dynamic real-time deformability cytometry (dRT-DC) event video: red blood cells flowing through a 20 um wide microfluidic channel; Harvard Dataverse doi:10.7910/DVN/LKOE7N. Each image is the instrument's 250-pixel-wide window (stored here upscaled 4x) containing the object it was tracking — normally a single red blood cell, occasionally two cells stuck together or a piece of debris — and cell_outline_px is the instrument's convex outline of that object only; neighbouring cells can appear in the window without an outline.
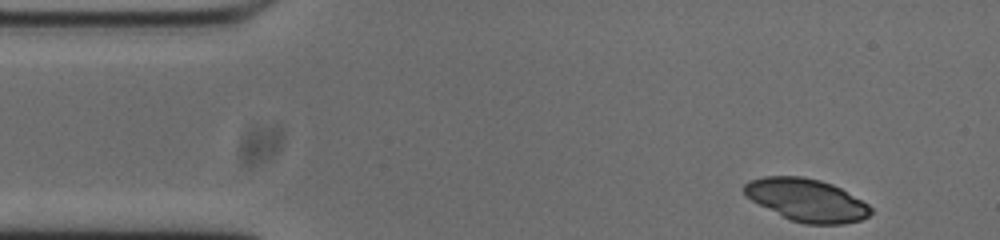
{"species": "common noctule bat (a hibernating species)", "species_latin": "Nyctalus noctula", "temperature_condition": "cold", "stored_images_in_passage": 49, "camera_frame_rate_fps": 3000, "um_per_image_px": 0.085, "animal": {"sex": "male", "body_mass_g": 20.0, "forearm_length_mm": 53.3}, "frame": {"image": 1, "passage_image": 1, "time_ms": 0.0, "image_size_px": [1000, 240], "cell_outline_px": [[872, 212], [868, 216], [860, 220], [844, 224], [804, 224], [788, 220], [744, 196], [744, 184], [748, 180], [764, 176], [804, 176], [820, 180], [832, 184], [840, 188], [868, 204], [872, 208]], "centroid_in_image_um": [68.53, 17.0], "position_along_channel_um": 16.5, "area_um2": 31.56}}